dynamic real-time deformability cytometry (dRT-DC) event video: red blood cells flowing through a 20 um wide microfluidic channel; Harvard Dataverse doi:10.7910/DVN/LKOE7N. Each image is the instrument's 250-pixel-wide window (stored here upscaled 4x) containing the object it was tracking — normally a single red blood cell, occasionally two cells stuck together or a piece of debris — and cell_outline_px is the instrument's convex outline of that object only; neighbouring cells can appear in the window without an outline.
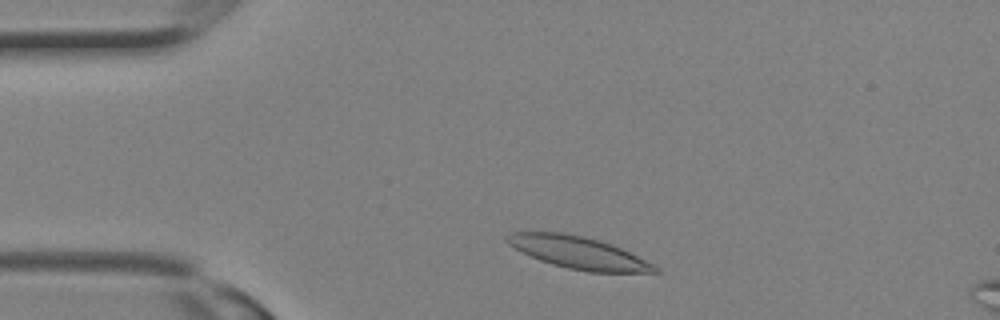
{"species": "Egyptian fruit bat (a non-hibernating species)", "species_latin": "Rousettus aegyptiacus", "temperature_condition": "room temperature", "stored_images_in_passage": 16, "camera_frame_rate_fps": 3000, "um_per_image_px": 0.085, "animal": {"sex": "female"}, "frame": {"image": 1, "passage_image": 3, "time_ms": 0.667, "image_size_px": [1000, 320], "cell_outline_px": [[660, 272], [588, 272], [568, 268], [552, 264], [540, 260], [508, 244], [504, 240], [504, 236], [512, 232], [564, 232], [584, 236], [600, 240], [612, 244], [660, 268]], "centroid_in_image_um": [49.14, 21.46], "position_along_channel_um": 35.9, "area_um2": 27.46}}
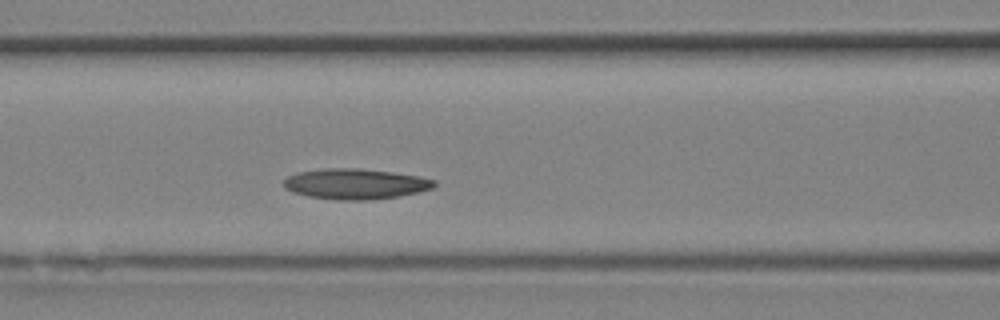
{"frame": {"image": 2, "passage_image": 9, "time_ms": 2.667, "image_size_px": [1000, 320], "cell_outline_px": [[436, 184], [432, 188], [420, 192], [400, 196], [364, 200], [336, 200], [308, 196], [292, 192], [284, 188], [284, 180], [288, 176], [296, 172], [324, 168], [356, 168], [392, 172], [420, 176], [436, 180]], "centroid_in_image_um": [30.2, 15.63], "position_along_channel_um": 136.4, "area_um2": 26.88}}
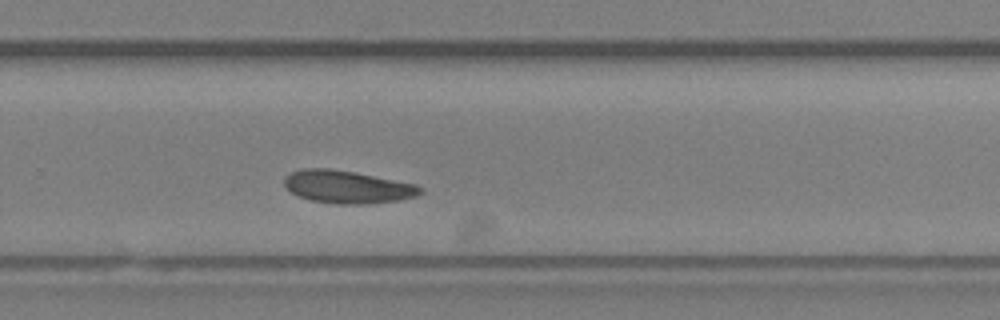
{"frame": {"image": 3, "passage_image": 16, "time_ms": 5.0, "image_size_px": [1000, 320], "cell_outline_px": [[424, 192], [416, 196], [396, 200], [356, 204], [336, 204], [312, 200], [300, 196], [292, 192], [284, 184], [284, 176], [292, 172], [304, 168], [328, 168], [356, 172], [416, 184], [424, 188]], "centroid_in_image_um": [29.54, 15.87], "position_along_channel_um": 300.3, "area_um2": 25.72}}